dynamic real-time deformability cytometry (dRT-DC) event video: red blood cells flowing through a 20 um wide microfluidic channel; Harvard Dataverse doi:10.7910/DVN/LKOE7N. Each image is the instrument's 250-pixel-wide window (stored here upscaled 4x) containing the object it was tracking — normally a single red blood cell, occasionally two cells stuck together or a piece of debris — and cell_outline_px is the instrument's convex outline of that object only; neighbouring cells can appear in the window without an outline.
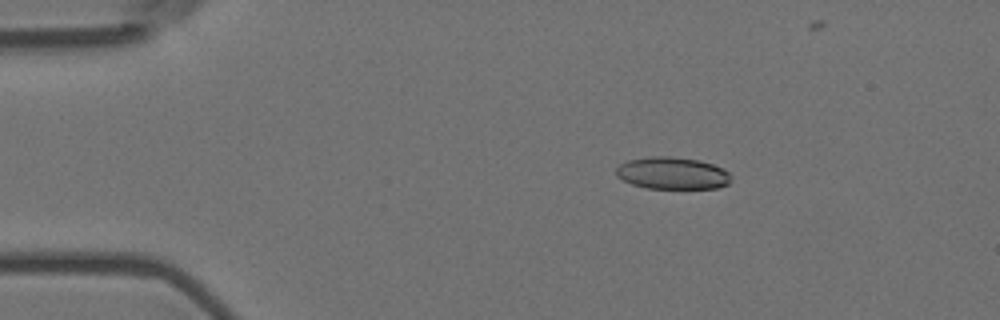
{"species": "Egyptian fruit bat (a non-hibernating species)", "species_latin": "Rousettus aegyptiacus", "temperature_condition": "room temperature", "stored_images_in_passage": 5, "camera_frame_rate_fps": 3000, "um_per_image_px": 0.085, "animal": {"sex": "female"}, "frame": {"image": 1, "passage_image": 2, "time_ms": 0.333, "image_size_px": [1000, 320], "cell_outline_px": [[732, 180], [728, 184], [716, 188], [648, 188], [632, 184], [616, 176], [616, 168], [620, 164], [628, 160], [652, 156], [668, 156], [700, 160], [724, 168], [732, 176]], "centroid_in_image_um": [57.18, 14.71], "position_along_channel_um": 27.8, "area_um2": 21.56}}